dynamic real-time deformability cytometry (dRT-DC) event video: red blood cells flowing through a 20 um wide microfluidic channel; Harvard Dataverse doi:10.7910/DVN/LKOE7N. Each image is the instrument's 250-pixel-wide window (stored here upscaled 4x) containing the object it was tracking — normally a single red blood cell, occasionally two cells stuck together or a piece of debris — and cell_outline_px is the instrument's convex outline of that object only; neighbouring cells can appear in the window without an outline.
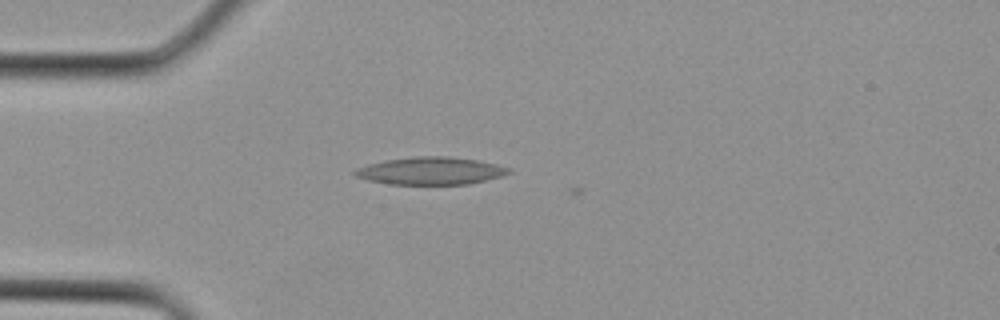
{"species": "Egyptian fruit bat (a non-hibernating species)", "species_latin": "Rousettus aegyptiacus", "temperature_condition": "cold", "stored_images_in_passage": 2, "camera_frame_rate_fps": 3000, "um_per_image_px": 0.085, "animal": {"sex": "female"}, "frame": {"image": 1, "passage_image": 2, "time_ms": 0.333, "image_size_px": [1000, 320], "cell_outline_px": [[512, 172], [504, 176], [468, 184], [388, 184], [368, 180], [356, 176], [352, 172], [356, 168], [368, 164], [384, 160], [416, 156], [448, 156], [480, 160], [512, 168]], "centroid_in_image_um": [36.65, 14.51], "position_along_channel_um": 48.4, "area_um2": 24.91}}